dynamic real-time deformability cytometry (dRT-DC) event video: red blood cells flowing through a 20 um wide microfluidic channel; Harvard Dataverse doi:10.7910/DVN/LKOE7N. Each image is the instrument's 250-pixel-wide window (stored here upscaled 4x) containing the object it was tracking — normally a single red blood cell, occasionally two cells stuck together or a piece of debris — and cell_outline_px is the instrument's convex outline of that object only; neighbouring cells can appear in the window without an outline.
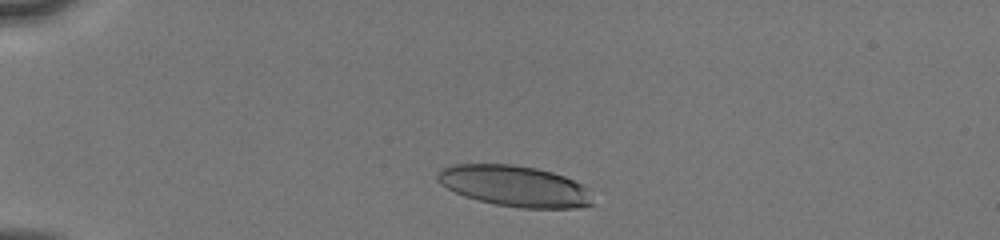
{"species": "human", "species_latin": "Homo sapiens", "temperature_condition": "cold", "stored_images_in_passage": 50, "camera_frame_rate_fps": 3000, "um_per_image_px": 0.085, "donor": {"sex": "male"}, "frame": {"image": 1, "passage_image": 4, "time_ms": 1.0, "image_size_px": [1000, 240], "cell_outline_px": [[592, 204], [576, 208], [520, 208], [496, 204], [464, 196], [440, 184], [436, 180], [436, 172], [452, 164], [512, 164], [536, 168], [552, 172], [564, 176], [588, 188]], "centroid_in_image_um": [43.71, 15.8], "position_along_channel_um": 41.3, "area_um2": 36.88}}
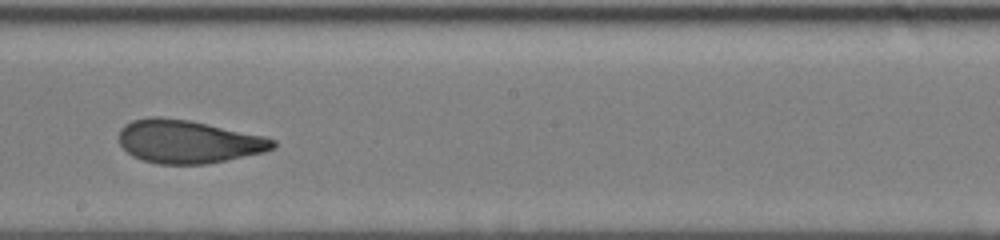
{"frame": {"image": 2, "passage_image": 28, "time_ms": 7.0, "image_size_px": [1000, 240], "cell_outline_px": [[276, 148], [264, 152], [208, 164], [160, 164], [144, 160], [132, 156], [120, 144], [120, 128], [124, 124], [132, 120], [152, 116], [160, 116], [188, 120], [264, 136], [276, 140]], "centroid_in_image_um": [16.0, 12.03], "position_along_channel_um": 232.2, "area_um2": 38.67}}
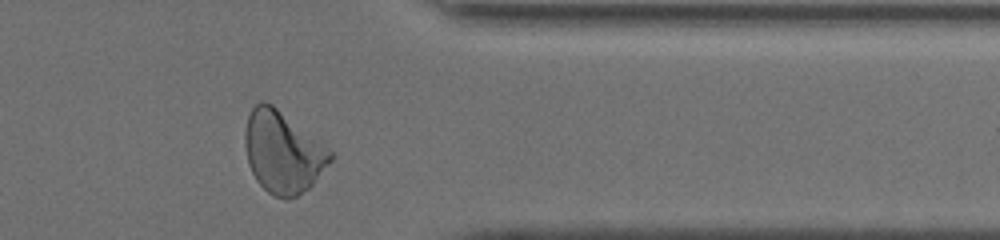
{"frame": {"image": 3, "passage_image": 48, "time_ms": 11.0, "image_size_px": [1000, 240], "cell_outline_px": [[332, 160], [312, 184], [308, 188], [296, 196], [276, 196], [268, 192], [256, 180], [248, 164], [244, 144], [244, 132], [248, 116], [252, 108], [260, 100], [264, 100], [272, 104], [324, 144], [332, 152]], "centroid_in_image_um": [24.01, 12.89], "position_along_channel_um": 387.4, "area_um2": 40.17}, "authors_computed_cell_mechanics": {"area_um2": 38.437, "velocity_mm_per_s": 4.0374, "shape_relaxation_time_tau1_ms": 4.9003, "shape_relaxation_time_tau2_ms": 1.3442, "deformation_change_tau1": 0.1838, "deformation_change_tau2": 0.0885}}